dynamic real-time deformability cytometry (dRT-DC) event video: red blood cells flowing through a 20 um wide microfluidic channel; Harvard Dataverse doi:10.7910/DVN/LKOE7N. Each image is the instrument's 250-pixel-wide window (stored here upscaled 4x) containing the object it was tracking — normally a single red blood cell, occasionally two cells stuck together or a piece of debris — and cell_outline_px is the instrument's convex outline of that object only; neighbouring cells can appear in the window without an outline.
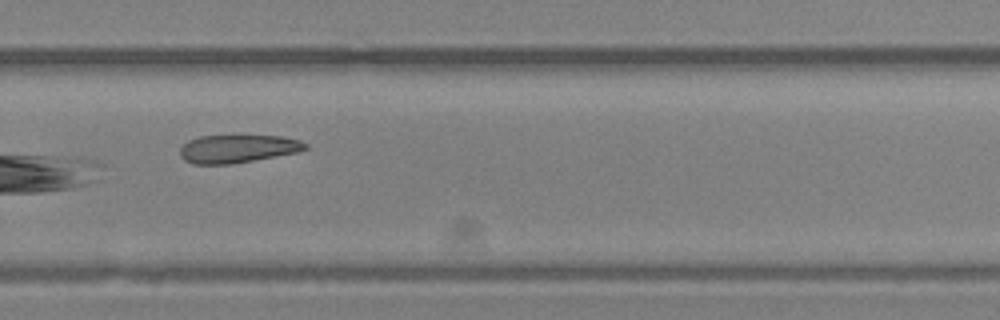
{"species": "Egyptian fruit bat (a non-hibernating species)", "species_latin": "Rousettus aegyptiacus", "temperature_condition": "room temperature", "stored_images_in_passage": 25, "camera_frame_rate_fps": 3000, "um_per_image_px": 0.085, "animal": {"sex": "female"}, "frame": {"image": 1, "passage_image": 18, "time_ms": 5.667, "image_size_px": [1000, 320], "cell_outline_px": [[308, 148], [296, 152], [252, 160], [228, 164], [192, 164], [184, 160], [180, 156], [180, 148], [188, 140], [200, 136], [280, 136], [300, 140], [308, 144]], "centroid_in_image_um": [20.16, 12.64], "position_along_channel_um": 309.6, "area_um2": 20.23}}